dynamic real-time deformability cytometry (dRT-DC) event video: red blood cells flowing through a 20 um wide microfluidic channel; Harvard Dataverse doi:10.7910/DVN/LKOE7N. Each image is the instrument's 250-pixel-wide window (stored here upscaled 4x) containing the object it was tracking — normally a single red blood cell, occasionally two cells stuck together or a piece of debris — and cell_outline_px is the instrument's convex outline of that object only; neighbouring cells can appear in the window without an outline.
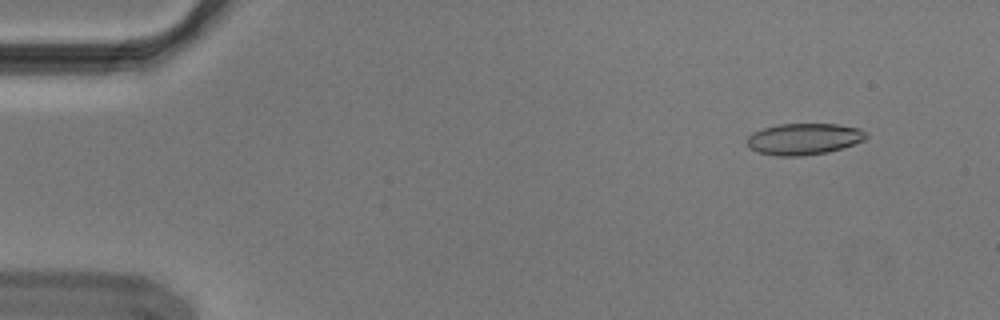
{"species": "Egyptian fruit bat (a non-hibernating species)", "species_latin": "Rousettus aegyptiacus", "temperature_condition": "cold", "stored_images_in_passage": 54, "camera_frame_rate_fps": 3000, "um_per_image_px": 0.085, "animal": {"sex": "male"}, "frame": {"image": 1, "passage_image": 5, "time_ms": 1.333, "image_size_px": [1000, 320], "cell_outline_px": [[868, 136], [864, 140], [828, 152], [800, 156], [776, 156], [756, 152], [748, 148], [748, 136], [752, 132], [776, 124], [840, 124], [860, 128], [868, 132]], "centroid_in_image_um": [68.32, 11.81], "position_along_channel_um": 16.7, "area_um2": 21.96}}
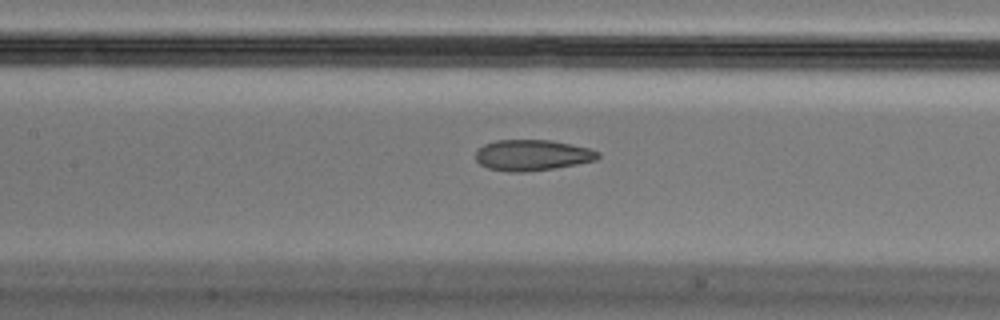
{"frame": {"image": 2, "passage_image": 25, "time_ms": 8.0, "image_size_px": [1000, 320], "cell_outline_px": [[600, 156], [596, 160], [556, 168], [524, 172], [508, 172], [488, 168], [480, 164], [476, 160], [476, 152], [484, 144], [496, 140], [552, 140], [592, 148], [600, 152]], "centroid_in_image_um": [45.27, 13.19], "position_along_channel_um": 162.1, "area_um2": 22.2}}
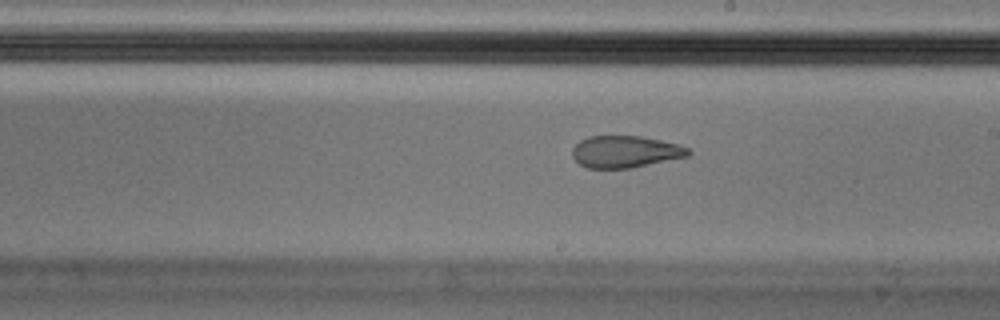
{"frame": {"image": 3, "passage_image": 31, "time_ms": 10.0, "image_size_px": [1000, 320], "cell_outline_px": [[692, 152], [688, 156], [632, 168], [588, 168], [580, 164], [572, 156], [572, 148], [580, 140], [588, 136], [640, 136], [680, 144], [688, 148]], "centroid_in_image_um": [53.15, 12.89], "position_along_channel_um": 235.8, "area_um2": 21.62}, "authors_computed_cell_mechanics": {"area_um2": 22.6576, "velocity_mm_per_s": 3.6976, "shape_relaxation_time_tau1_ms": null, "shape_relaxation_time_tau2_ms": 1.8319, "deformation_change_tau1": null, "deformation_change_tau2": 0.0847}}